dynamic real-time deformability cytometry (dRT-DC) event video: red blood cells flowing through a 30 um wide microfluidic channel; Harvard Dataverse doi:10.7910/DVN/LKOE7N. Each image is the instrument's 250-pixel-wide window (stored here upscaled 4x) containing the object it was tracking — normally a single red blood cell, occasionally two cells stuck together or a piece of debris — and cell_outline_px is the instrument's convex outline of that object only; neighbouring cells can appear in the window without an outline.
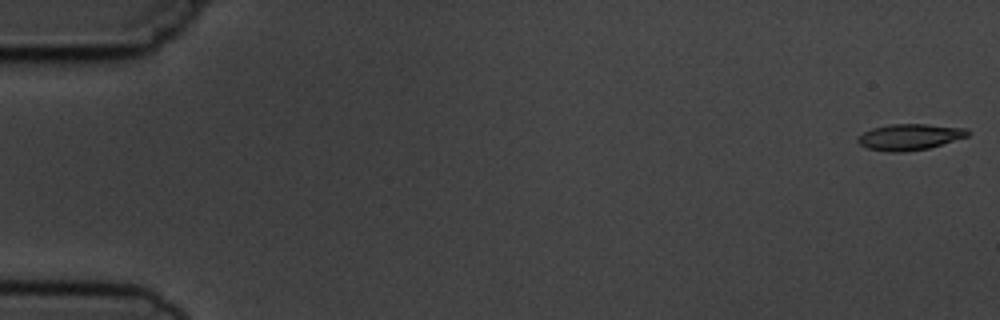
{"species": "common noctule bat (a hibernating species)", "species_latin": "Nyctalus noctula", "temperature_condition": "cold", "stored_images_in_passage": 10, "camera_frame_rate_fps": 3000, "um_per_image_px": 0.085, "animal": {"sex": "male", "body_mass_g": 19.5, "forearm_length_mm": 54.6}, "frame": {"image": 1, "passage_image": 1, "time_ms": 0.0, "image_size_px": [1000, 320], "cell_outline_px": [[972, 132], [968, 136], [928, 148], [904, 152], [892, 152], [868, 148], [860, 144], [856, 140], [864, 132], [872, 128], [892, 124], [928, 124], [968, 128]], "centroid_in_image_um": [77.37, 11.63], "position_along_channel_um": 7.6, "area_um2": 16.65}}
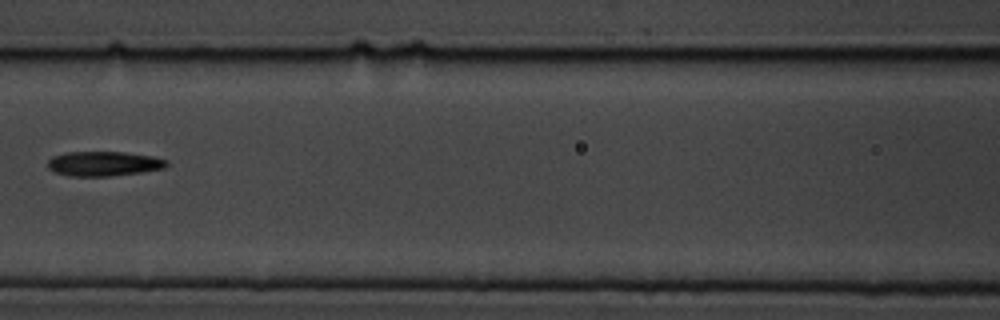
{"frame": {"image": 2, "passage_image": 7, "time_ms": 8.0, "image_size_px": [1000, 320], "cell_outline_px": [[168, 164], [164, 168], [140, 172], [108, 176], [68, 176], [56, 172], [48, 168], [48, 160], [52, 156], [68, 152], [124, 152], [152, 156], [168, 160]], "centroid_in_image_um": [8.81, 13.91], "position_along_channel_um": 157.8, "area_um2": 16.99}}
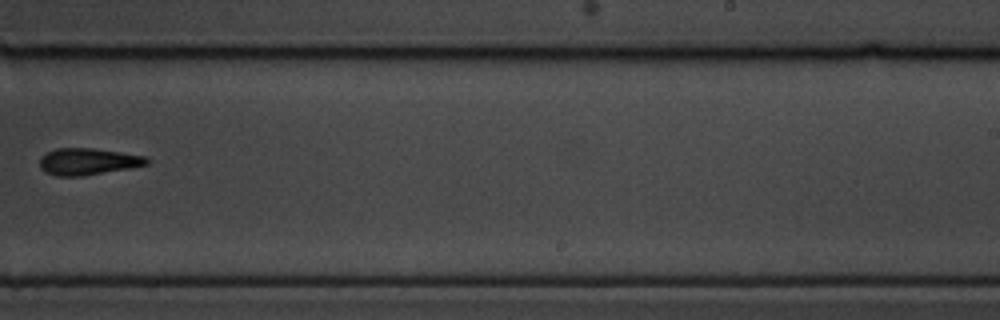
{"frame": {"image": 3, "passage_image": 10, "time_ms": 11.333, "image_size_px": [1000, 320], "cell_outline_px": [[148, 164], [128, 168], [84, 176], [56, 176], [40, 168], [40, 156], [56, 148], [92, 148], [148, 156]], "centroid_in_image_um": [7.47, 13.72], "position_along_channel_um": 281.5, "area_um2": 16.59}}